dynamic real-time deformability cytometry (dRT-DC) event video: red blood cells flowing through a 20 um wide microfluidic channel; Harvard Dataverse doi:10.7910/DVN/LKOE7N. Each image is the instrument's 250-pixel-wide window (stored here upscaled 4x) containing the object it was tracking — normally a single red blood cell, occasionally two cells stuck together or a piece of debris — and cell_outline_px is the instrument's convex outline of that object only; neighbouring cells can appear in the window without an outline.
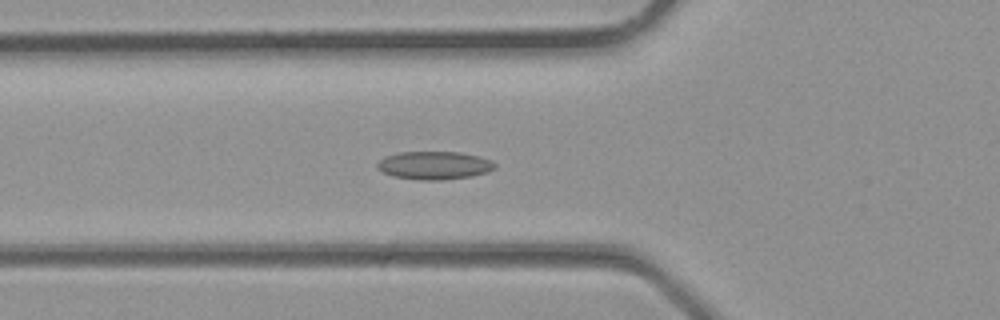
{"species": "common noctule bat (a hibernating species)", "species_latin": "Nyctalus noctula", "temperature_condition": "room temperature", "stored_images_in_passage": 24, "camera_frame_rate_fps": 3000, "um_per_image_px": 0.085, "animal": {"sex": "male", "body_mass_g": 23.1, "forearm_length_mm": 52.7}, "frame": {"image": 1, "passage_image": 2, "time_ms": 0.333, "image_size_px": [1000, 320], "cell_outline_px": [[496, 168], [488, 172], [472, 176], [440, 180], [420, 180], [392, 176], [376, 168], [376, 164], [384, 156], [400, 152], [460, 152], [492, 160], [496, 164]], "centroid_in_image_um": [36.91, 14.06], "position_along_channel_um": 88.9, "area_um2": 19.31}}
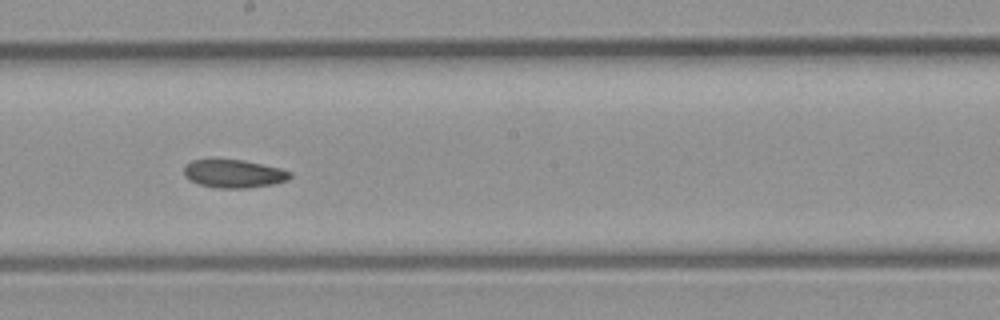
{"frame": {"image": 2, "passage_image": 9, "time_ms": 2.667, "image_size_px": [1000, 320], "cell_outline_px": [[292, 176], [288, 180], [272, 184], [248, 188], [216, 188], [200, 184], [188, 180], [184, 176], [184, 164], [192, 160], [244, 160], [280, 168], [292, 172]], "centroid_in_image_um": [19.86, 14.77], "position_along_channel_um": 228.3, "area_um2": 17.46}}
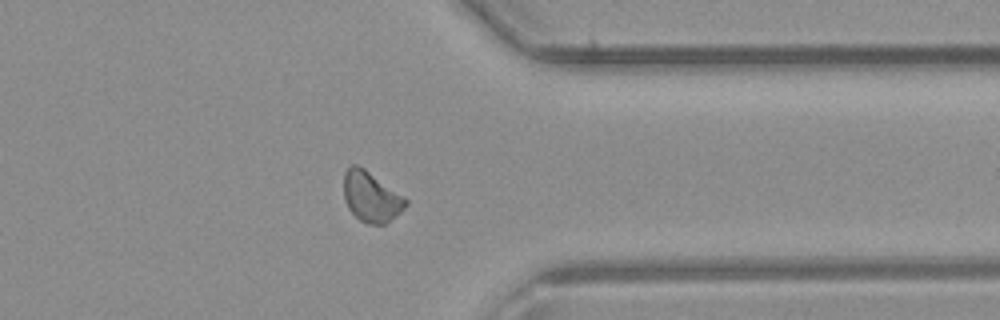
{"frame": {"image": 3, "passage_image": 17, "time_ms": 5.333, "image_size_px": [1000, 320], "cell_outline_px": [[408, 204], [400, 212], [384, 224], [368, 224], [360, 220], [348, 208], [344, 200], [344, 172], [352, 164], [356, 164], [364, 168], [404, 196], [408, 200]], "centroid_in_image_um": [31.54, 16.72], "position_along_channel_um": 379.9, "area_um2": 18.03}}